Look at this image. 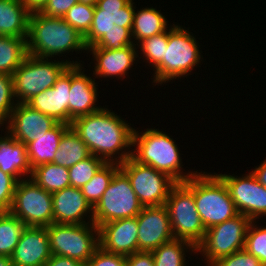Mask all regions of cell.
<instances>
[{
	"label": "cell",
	"instance_id": "cell-1",
	"mask_svg": "<svg viewBox=\"0 0 266 266\" xmlns=\"http://www.w3.org/2000/svg\"><path fill=\"white\" fill-rule=\"evenodd\" d=\"M111 111L103 106L99 111L74 119L70 126L92 155L121 164L132 157L134 128Z\"/></svg>",
	"mask_w": 266,
	"mask_h": 266
},
{
	"label": "cell",
	"instance_id": "cell-2",
	"mask_svg": "<svg viewBox=\"0 0 266 266\" xmlns=\"http://www.w3.org/2000/svg\"><path fill=\"white\" fill-rule=\"evenodd\" d=\"M29 55L54 58L73 51H87L84 36L63 18L49 17L39 11L31 12L26 38Z\"/></svg>",
	"mask_w": 266,
	"mask_h": 266
},
{
	"label": "cell",
	"instance_id": "cell-3",
	"mask_svg": "<svg viewBox=\"0 0 266 266\" xmlns=\"http://www.w3.org/2000/svg\"><path fill=\"white\" fill-rule=\"evenodd\" d=\"M136 130L134 128L132 135V147L135 149H131L135 161L153 167L176 183L185 182L197 173V170L183 172L180 149L171 136L154 128H147L143 133Z\"/></svg>",
	"mask_w": 266,
	"mask_h": 266
},
{
	"label": "cell",
	"instance_id": "cell-4",
	"mask_svg": "<svg viewBox=\"0 0 266 266\" xmlns=\"http://www.w3.org/2000/svg\"><path fill=\"white\" fill-rule=\"evenodd\" d=\"M202 172L184 183L193 191L196 210L207 230L239 213L224 181L216 173Z\"/></svg>",
	"mask_w": 266,
	"mask_h": 266
},
{
	"label": "cell",
	"instance_id": "cell-5",
	"mask_svg": "<svg viewBox=\"0 0 266 266\" xmlns=\"http://www.w3.org/2000/svg\"><path fill=\"white\" fill-rule=\"evenodd\" d=\"M168 29V45L165 48L164 59L153 69V85H161L181 79L189 75L203 59L200 53L199 43L192 32L180 25H170Z\"/></svg>",
	"mask_w": 266,
	"mask_h": 266
},
{
	"label": "cell",
	"instance_id": "cell-6",
	"mask_svg": "<svg viewBox=\"0 0 266 266\" xmlns=\"http://www.w3.org/2000/svg\"><path fill=\"white\" fill-rule=\"evenodd\" d=\"M56 61L29 54L26 56L12 75L17 103H27L35 95L51 88L69 65H81V61L77 60Z\"/></svg>",
	"mask_w": 266,
	"mask_h": 266
},
{
	"label": "cell",
	"instance_id": "cell-7",
	"mask_svg": "<svg viewBox=\"0 0 266 266\" xmlns=\"http://www.w3.org/2000/svg\"><path fill=\"white\" fill-rule=\"evenodd\" d=\"M46 229L53 255L73 258L86 264L100 247L99 228L94 223H52Z\"/></svg>",
	"mask_w": 266,
	"mask_h": 266
},
{
	"label": "cell",
	"instance_id": "cell-8",
	"mask_svg": "<svg viewBox=\"0 0 266 266\" xmlns=\"http://www.w3.org/2000/svg\"><path fill=\"white\" fill-rule=\"evenodd\" d=\"M174 239L185 240L197 248L206 229L196 210L193 191L184 183H176L166 200Z\"/></svg>",
	"mask_w": 266,
	"mask_h": 266
},
{
	"label": "cell",
	"instance_id": "cell-9",
	"mask_svg": "<svg viewBox=\"0 0 266 266\" xmlns=\"http://www.w3.org/2000/svg\"><path fill=\"white\" fill-rule=\"evenodd\" d=\"M142 208L128 177L119 170L93 208V222L99 228L107 222L136 217Z\"/></svg>",
	"mask_w": 266,
	"mask_h": 266
},
{
	"label": "cell",
	"instance_id": "cell-10",
	"mask_svg": "<svg viewBox=\"0 0 266 266\" xmlns=\"http://www.w3.org/2000/svg\"><path fill=\"white\" fill-rule=\"evenodd\" d=\"M251 220L242 214L214 225L206 230L202 243L196 252L205 257L206 266L212 265L218 259L243 250L248 226Z\"/></svg>",
	"mask_w": 266,
	"mask_h": 266
},
{
	"label": "cell",
	"instance_id": "cell-11",
	"mask_svg": "<svg viewBox=\"0 0 266 266\" xmlns=\"http://www.w3.org/2000/svg\"><path fill=\"white\" fill-rule=\"evenodd\" d=\"M9 212L26 226H49L53 223L52 194L25 177L16 184Z\"/></svg>",
	"mask_w": 266,
	"mask_h": 266
},
{
	"label": "cell",
	"instance_id": "cell-12",
	"mask_svg": "<svg viewBox=\"0 0 266 266\" xmlns=\"http://www.w3.org/2000/svg\"><path fill=\"white\" fill-rule=\"evenodd\" d=\"M119 165L143 206L166 204L170 190L176 184L172 178L151 166L138 163L132 157Z\"/></svg>",
	"mask_w": 266,
	"mask_h": 266
},
{
	"label": "cell",
	"instance_id": "cell-13",
	"mask_svg": "<svg viewBox=\"0 0 266 266\" xmlns=\"http://www.w3.org/2000/svg\"><path fill=\"white\" fill-rule=\"evenodd\" d=\"M216 174L226 184L239 214L247 216L251 221L266 216V187L256 180L252 172L242 177Z\"/></svg>",
	"mask_w": 266,
	"mask_h": 266
},
{
	"label": "cell",
	"instance_id": "cell-14",
	"mask_svg": "<svg viewBox=\"0 0 266 266\" xmlns=\"http://www.w3.org/2000/svg\"><path fill=\"white\" fill-rule=\"evenodd\" d=\"M134 0H98L90 30L84 36L86 47L93 46L111 28L132 27L136 7Z\"/></svg>",
	"mask_w": 266,
	"mask_h": 266
},
{
	"label": "cell",
	"instance_id": "cell-15",
	"mask_svg": "<svg viewBox=\"0 0 266 266\" xmlns=\"http://www.w3.org/2000/svg\"><path fill=\"white\" fill-rule=\"evenodd\" d=\"M138 225V251L152 252L174 239L166 205L143 206L136 216Z\"/></svg>",
	"mask_w": 266,
	"mask_h": 266
},
{
	"label": "cell",
	"instance_id": "cell-16",
	"mask_svg": "<svg viewBox=\"0 0 266 266\" xmlns=\"http://www.w3.org/2000/svg\"><path fill=\"white\" fill-rule=\"evenodd\" d=\"M6 124V132L27 145L52 129L58 122L48 115L33 109L27 103H17Z\"/></svg>",
	"mask_w": 266,
	"mask_h": 266
},
{
	"label": "cell",
	"instance_id": "cell-17",
	"mask_svg": "<svg viewBox=\"0 0 266 266\" xmlns=\"http://www.w3.org/2000/svg\"><path fill=\"white\" fill-rule=\"evenodd\" d=\"M71 88V65L58 77L55 84L35 95L27 104L57 122L69 125V92Z\"/></svg>",
	"mask_w": 266,
	"mask_h": 266
},
{
	"label": "cell",
	"instance_id": "cell-18",
	"mask_svg": "<svg viewBox=\"0 0 266 266\" xmlns=\"http://www.w3.org/2000/svg\"><path fill=\"white\" fill-rule=\"evenodd\" d=\"M99 243L108 253L128 256L138 252L137 217L102 224L99 227Z\"/></svg>",
	"mask_w": 266,
	"mask_h": 266
},
{
	"label": "cell",
	"instance_id": "cell-19",
	"mask_svg": "<svg viewBox=\"0 0 266 266\" xmlns=\"http://www.w3.org/2000/svg\"><path fill=\"white\" fill-rule=\"evenodd\" d=\"M53 223L87 224L93 222V207L86 200L81 188L66 187L52 193ZM89 214V215H88ZM88 215V216H87ZM90 218L89 221L86 218ZM91 221V222H90Z\"/></svg>",
	"mask_w": 266,
	"mask_h": 266
},
{
	"label": "cell",
	"instance_id": "cell-20",
	"mask_svg": "<svg viewBox=\"0 0 266 266\" xmlns=\"http://www.w3.org/2000/svg\"><path fill=\"white\" fill-rule=\"evenodd\" d=\"M51 256L46 227L26 226L10 259L13 266H43Z\"/></svg>",
	"mask_w": 266,
	"mask_h": 266
},
{
	"label": "cell",
	"instance_id": "cell-21",
	"mask_svg": "<svg viewBox=\"0 0 266 266\" xmlns=\"http://www.w3.org/2000/svg\"><path fill=\"white\" fill-rule=\"evenodd\" d=\"M84 65H71V88L69 94V125L78 117L85 116L102 107L97 106L98 85L87 74ZM83 70V71H82Z\"/></svg>",
	"mask_w": 266,
	"mask_h": 266
},
{
	"label": "cell",
	"instance_id": "cell-22",
	"mask_svg": "<svg viewBox=\"0 0 266 266\" xmlns=\"http://www.w3.org/2000/svg\"><path fill=\"white\" fill-rule=\"evenodd\" d=\"M87 51L92 53L91 55L95 60V66H93L95 78H114L115 76L118 79L125 78V75L129 74L128 71L137 61L136 59H141L136 45H129L118 50L88 47Z\"/></svg>",
	"mask_w": 266,
	"mask_h": 266
},
{
	"label": "cell",
	"instance_id": "cell-23",
	"mask_svg": "<svg viewBox=\"0 0 266 266\" xmlns=\"http://www.w3.org/2000/svg\"><path fill=\"white\" fill-rule=\"evenodd\" d=\"M0 170L12 175L17 181L23 180L24 176L30 178L32 174L26 145L14 139L8 132L0 137Z\"/></svg>",
	"mask_w": 266,
	"mask_h": 266
},
{
	"label": "cell",
	"instance_id": "cell-24",
	"mask_svg": "<svg viewBox=\"0 0 266 266\" xmlns=\"http://www.w3.org/2000/svg\"><path fill=\"white\" fill-rule=\"evenodd\" d=\"M30 13L21 0H0V35L27 37Z\"/></svg>",
	"mask_w": 266,
	"mask_h": 266
},
{
	"label": "cell",
	"instance_id": "cell-25",
	"mask_svg": "<svg viewBox=\"0 0 266 266\" xmlns=\"http://www.w3.org/2000/svg\"><path fill=\"white\" fill-rule=\"evenodd\" d=\"M69 127L70 125L66 123L58 122L45 135L26 145L29 163L32 169L41 164L53 163L56 151L59 148V141Z\"/></svg>",
	"mask_w": 266,
	"mask_h": 266
},
{
	"label": "cell",
	"instance_id": "cell-26",
	"mask_svg": "<svg viewBox=\"0 0 266 266\" xmlns=\"http://www.w3.org/2000/svg\"><path fill=\"white\" fill-rule=\"evenodd\" d=\"M168 21L157 8L147 7L134 12L132 39L136 45L145 38L165 32L168 29Z\"/></svg>",
	"mask_w": 266,
	"mask_h": 266
},
{
	"label": "cell",
	"instance_id": "cell-27",
	"mask_svg": "<svg viewBox=\"0 0 266 266\" xmlns=\"http://www.w3.org/2000/svg\"><path fill=\"white\" fill-rule=\"evenodd\" d=\"M91 155L87 145L70 126L62 135L59 141V148L56 151L53 164L70 168L79 161Z\"/></svg>",
	"mask_w": 266,
	"mask_h": 266
},
{
	"label": "cell",
	"instance_id": "cell-28",
	"mask_svg": "<svg viewBox=\"0 0 266 266\" xmlns=\"http://www.w3.org/2000/svg\"><path fill=\"white\" fill-rule=\"evenodd\" d=\"M27 37L0 35V73L13 75L28 55Z\"/></svg>",
	"mask_w": 266,
	"mask_h": 266
},
{
	"label": "cell",
	"instance_id": "cell-29",
	"mask_svg": "<svg viewBox=\"0 0 266 266\" xmlns=\"http://www.w3.org/2000/svg\"><path fill=\"white\" fill-rule=\"evenodd\" d=\"M30 179L51 194L70 186L69 169L53 163L33 168Z\"/></svg>",
	"mask_w": 266,
	"mask_h": 266
},
{
	"label": "cell",
	"instance_id": "cell-30",
	"mask_svg": "<svg viewBox=\"0 0 266 266\" xmlns=\"http://www.w3.org/2000/svg\"><path fill=\"white\" fill-rule=\"evenodd\" d=\"M188 249L191 253L195 251L194 253L197 254L196 248L185 240L173 239L162 244L152 251L154 266H186L185 252H189Z\"/></svg>",
	"mask_w": 266,
	"mask_h": 266
},
{
	"label": "cell",
	"instance_id": "cell-31",
	"mask_svg": "<svg viewBox=\"0 0 266 266\" xmlns=\"http://www.w3.org/2000/svg\"><path fill=\"white\" fill-rule=\"evenodd\" d=\"M119 170L120 165L118 163L105 162L94 177L81 188L83 195L93 208L101 200L113 176Z\"/></svg>",
	"mask_w": 266,
	"mask_h": 266
},
{
	"label": "cell",
	"instance_id": "cell-32",
	"mask_svg": "<svg viewBox=\"0 0 266 266\" xmlns=\"http://www.w3.org/2000/svg\"><path fill=\"white\" fill-rule=\"evenodd\" d=\"M26 225L10 212H0V256L9 257Z\"/></svg>",
	"mask_w": 266,
	"mask_h": 266
},
{
	"label": "cell",
	"instance_id": "cell-33",
	"mask_svg": "<svg viewBox=\"0 0 266 266\" xmlns=\"http://www.w3.org/2000/svg\"><path fill=\"white\" fill-rule=\"evenodd\" d=\"M105 161L94 155L79 161L69 168L70 186L82 188L87 184L101 168Z\"/></svg>",
	"mask_w": 266,
	"mask_h": 266
},
{
	"label": "cell",
	"instance_id": "cell-34",
	"mask_svg": "<svg viewBox=\"0 0 266 266\" xmlns=\"http://www.w3.org/2000/svg\"><path fill=\"white\" fill-rule=\"evenodd\" d=\"M168 45V29L165 32L145 38L137 44L145 58L153 69L164 59L165 48Z\"/></svg>",
	"mask_w": 266,
	"mask_h": 266
},
{
	"label": "cell",
	"instance_id": "cell-35",
	"mask_svg": "<svg viewBox=\"0 0 266 266\" xmlns=\"http://www.w3.org/2000/svg\"><path fill=\"white\" fill-rule=\"evenodd\" d=\"M255 223L256 220H252L248 226L244 249L266 266V226L258 227Z\"/></svg>",
	"mask_w": 266,
	"mask_h": 266
},
{
	"label": "cell",
	"instance_id": "cell-36",
	"mask_svg": "<svg viewBox=\"0 0 266 266\" xmlns=\"http://www.w3.org/2000/svg\"><path fill=\"white\" fill-rule=\"evenodd\" d=\"M95 6L77 2L72 6L63 19L85 36L91 28Z\"/></svg>",
	"mask_w": 266,
	"mask_h": 266
},
{
	"label": "cell",
	"instance_id": "cell-37",
	"mask_svg": "<svg viewBox=\"0 0 266 266\" xmlns=\"http://www.w3.org/2000/svg\"><path fill=\"white\" fill-rule=\"evenodd\" d=\"M132 27L117 26L111 28L104 36H102L93 46L104 49H123L129 45H136L132 39Z\"/></svg>",
	"mask_w": 266,
	"mask_h": 266
},
{
	"label": "cell",
	"instance_id": "cell-38",
	"mask_svg": "<svg viewBox=\"0 0 266 266\" xmlns=\"http://www.w3.org/2000/svg\"><path fill=\"white\" fill-rule=\"evenodd\" d=\"M16 104L12 75L0 73V126L7 122Z\"/></svg>",
	"mask_w": 266,
	"mask_h": 266
},
{
	"label": "cell",
	"instance_id": "cell-39",
	"mask_svg": "<svg viewBox=\"0 0 266 266\" xmlns=\"http://www.w3.org/2000/svg\"><path fill=\"white\" fill-rule=\"evenodd\" d=\"M210 266H263L261 261L245 249L218 259Z\"/></svg>",
	"mask_w": 266,
	"mask_h": 266
},
{
	"label": "cell",
	"instance_id": "cell-40",
	"mask_svg": "<svg viewBox=\"0 0 266 266\" xmlns=\"http://www.w3.org/2000/svg\"><path fill=\"white\" fill-rule=\"evenodd\" d=\"M17 180L0 170V212H9Z\"/></svg>",
	"mask_w": 266,
	"mask_h": 266
},
{
	"label": "cell",
	"instance_id": "cell-41",
	"mask_svg": "<svg viewBox=\"0 0 266 266\" xmlns=\"http://www.w3.org/2000/svg\"><path fill=\"white\" fill-rule=\"evenodd\" d=\"M85 266H126V256L108 253L99 247Z\"/></svg>",
	"mask_w": 266,
	"mask_h": 266
},
{
	"label": "cell",
	"instance_id": "cell-42",
	"mask_svg": "<svg viewBox=\"0 0 266 266\" xmlns=\"http://www.w3.org/2000/svg\"><path fill=\"white\" fill-rule=\"evenodd\" d=\"M77 2L79 0H48L39 12L49 17L63 18Z\"/></svg>",
	"mask_w": 266,
	"mask_h": 266
},
{
	"label": "cell",
	"instance_id": "cell-43",
	"mask_svg": "<svg viewBox=\"0 0 266 266\" xmlns=\"http://www.w3.org/2000/svg\"><path fill=\"white\" fill-rule=\"evenodd\" d=\"M126 266H154L152 252L138 251L126 256Z\"/></svg>",
	"mask_w": 266,
	"mask_h": 266
},
{
	"label": "cell",
	"instance_id": "cell-44",
	"mask_svg": "<svg viewBox=\"0 0 266 266\" xmlns=\"http://www.w3.org/2000/svg\"><path fill=\"white\" fill-rule=\"evenodd\" d=\"M43 266H85V264L73 258L52 254Z\"/></svg>",
	"mask_w": 266,
	"mask_h": 266
},
{
	"label": "cell",
	"instance_id": "cell-45",
	"mask_svg": "<svg viewBox=\"0 0 266 266\" xmlns=\"http://www.w3.org/2000/svg\"><path fill=\"white\" fill-rule=\"evenodd\" d=\"M251 172L255 176L256 180L266 187V159L261 162L258 167L256 166Z\"/></svg>",
	"mask_w": 266,
	"mask_h": 266
},
{
	"label": "cell",
	"instance_id": "cell-46",
	"mask_svg": "<svg viewBox=\"0 0 266 266\" xmlns=\"http://www.w3.org/2000/svg\"><path fill=\"white\" fill-rule=\"evenodd\" d=\"M30 12L40 11L48 0H21Z\"/></svg>",
	"mask_w": 266,
	"mask_h": 266
},
{
	"label": "cell",
	"instance_id": "cell-47",
	"mask_svg": "<svg viewBox=\"0 0 266 266\" xmlns=\"http://www.w3.org/2000/svg\"><path fill=\"white\" fill-rule=\"evenodd\" d=\"M0 266H13L9 257L0 256Z\"/></svg>",
	"mask_w": 266,
	"mask_h": 266
},
{
	"label": "cell",
	"instance_id": "cell-48",
	"mask_svg": "<svg viewBox=\"0 0 266 266\" xmlns=\"http://www.w3.org/2000/svg\"><path fill=\"white\" fill-rule=\"evenodd\" d=\"M98 0H79V2H83L84 4L96 6Z\"/></svg>",
	"mask_w": 266,
	"mask_h": 266
}]
</instances>
